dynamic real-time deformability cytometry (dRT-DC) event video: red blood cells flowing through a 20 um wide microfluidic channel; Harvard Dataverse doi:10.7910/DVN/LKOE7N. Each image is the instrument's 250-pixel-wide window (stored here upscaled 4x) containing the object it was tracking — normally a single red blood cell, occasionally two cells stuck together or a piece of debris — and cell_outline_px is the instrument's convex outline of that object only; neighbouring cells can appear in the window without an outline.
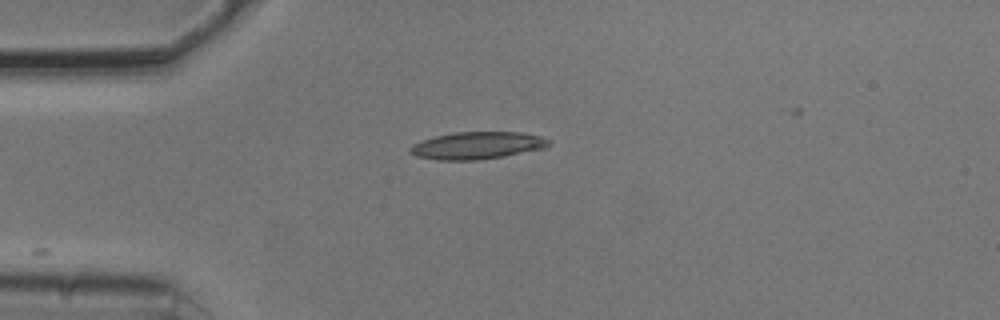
{"species": "common noctule bat (a hibernating species)", "species_latin": "Nyctalus noctula", "temperature_condition": "cold", "stored_images_in_passage": 4, "camera_frame_rate_fps": 3000, "um_per_image_px": 0.085, "animal": {"sex": "male", "body_mass_g": 20.5, "forearm_length_mm": 52.5}, "frame": {"image": 1, "passage_image": 1, "time_ms": 0.0, "image_size_px": [1000, 320], "cell_outline_px": [[552, 140], [544, 148], [504, 156], [480, 160], [440, 160], [416, 156], [408, 152], [408, 148], [412, 144], [420, 140], [436, 136], [456, 132], [520, 132], [540, 136]], "centroid_in_image_um": [40.52, 12.36], "position_along_channel_um": 44.5, "area_um2": 22.08}}